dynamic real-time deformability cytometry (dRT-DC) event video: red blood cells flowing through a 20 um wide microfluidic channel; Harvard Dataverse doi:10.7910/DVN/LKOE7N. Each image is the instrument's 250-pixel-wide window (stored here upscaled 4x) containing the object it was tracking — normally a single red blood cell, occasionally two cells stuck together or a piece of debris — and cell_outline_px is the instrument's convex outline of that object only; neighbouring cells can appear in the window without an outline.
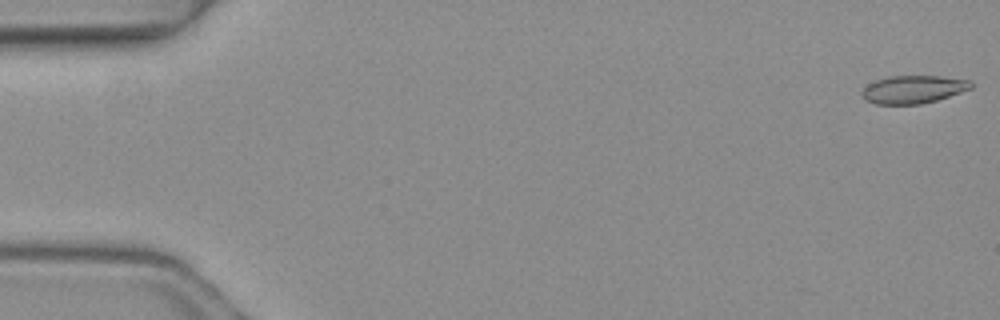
{"species": "common noctule bat (a hibernating species)", "species_latin": "Nyctalus noctula", "temperature_condition": "warm", "stored_images_in_passage": 4, "camera_frame_rate_fps": 3000, "um_per_image_px": 0.085, "animal": {"sex": "female", "body_mass_g": 19.3, "forearm_length_mm": 54.1}, "frame": {"image": 1, "passage_image": 1, "time_ms": 0.0, "image_size_px": [1000, 320], "cell_outline_px": [[972, 88], [936, 100], [920, 104], [876, 104], [864, 100], [860, 92], [868, 84], [876, 80], [888, 76], [940, 76], [972, 80]], "centroid_in_image_um": [77.6, 7.59], "position_along_channel_um": 7.4, "area_um2": 17.74}}